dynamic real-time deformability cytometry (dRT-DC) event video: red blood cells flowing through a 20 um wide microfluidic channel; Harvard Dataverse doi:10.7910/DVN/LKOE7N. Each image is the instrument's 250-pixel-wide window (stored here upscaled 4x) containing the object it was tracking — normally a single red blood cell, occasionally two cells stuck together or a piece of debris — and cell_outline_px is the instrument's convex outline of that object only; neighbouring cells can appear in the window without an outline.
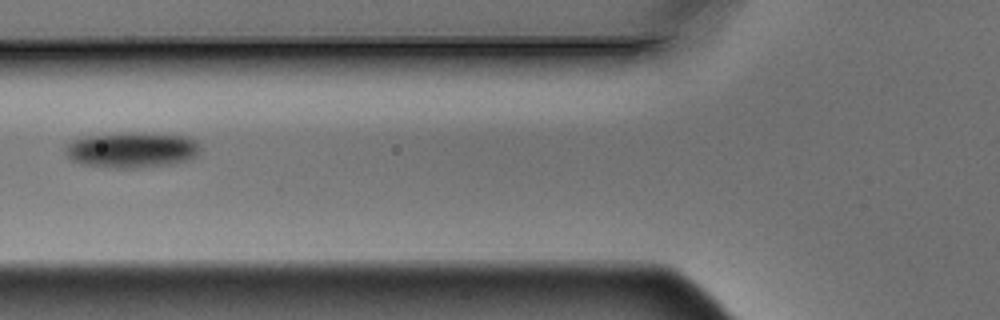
{"species": "Egyptian fruit bat (a non-hibernating species)", "species_latin": "Rousettus aegyptiacus", "temperature_condition": "warm", "stored_images_in_passage": 4, "camera_frame_rate_fps": 3000, "um_per_image_px": 0.085, "animal": {"sex": "male"}, "frame": {"image": 1, "passage_image": 2, "time_ms": 0.333, "image_size_px": [1000, 320], "cell_outline_px": [[200, 148], [196, 156], [188, 160], [172, 164], [140, 168], [112, 168], [84, 164], [72, 160], [68, 156], [68, 144], [72, 140], [84, 136], [124, 132], [132, 132], [188, 136], [196, 140], [200, 144]], "centroid_in_image_um": [11.26, 12.74], "position_along_channel_um": 114.5, "area_um2": 28.09}}
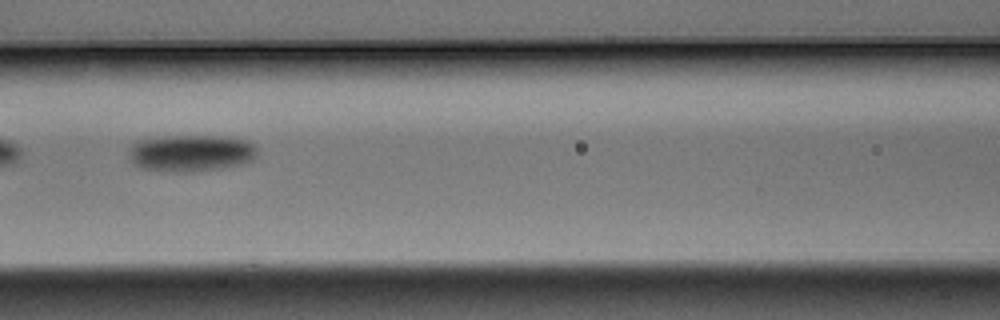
{"frame": {"image": 2, "passage_image": 3, "time_ms": 0.667, "image_size_px": [1000, 320], "cell_outline_px": [[256, 156], [252, 160], [240, 164], [192, 172], [172, 172], [140, 168], [128, 160], [128, 156], [132, 144], [140, 140], [168, 136], [228, 136], [248, 140], [256, 148]], "centroid_in_image_um": [16.21, 13.01], "position_along_channel_um": 150.4, "area_um2": 27.57}}
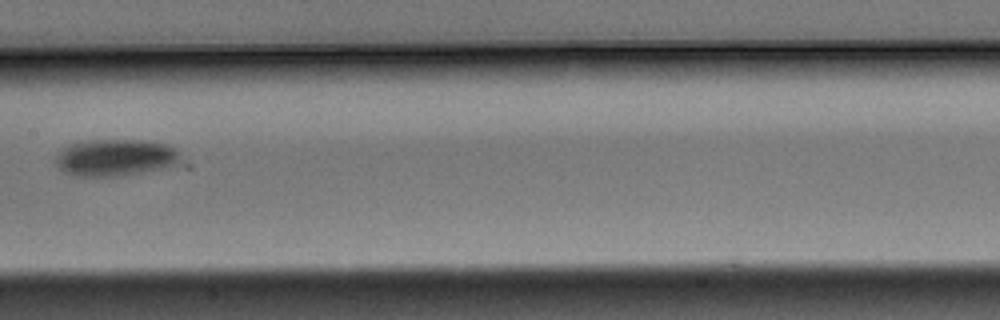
{"frame": {"image": 3, "passage_image": 4, "time_ms": 1.0, "image_size_px": [1000, 320], "cell_outline_px": [[180, 164], [120, 176], [76, 176], [64, 172], [60, 168], [56, 160], [56, 156], [68, 144], [92, 140], [140, 140], [168, 144], [176, 152], [180, 160]], "centroid_in_image_um": [9.79, 13.39], "position_along_channel_um": 197.6, "area_um2": 26.41}}